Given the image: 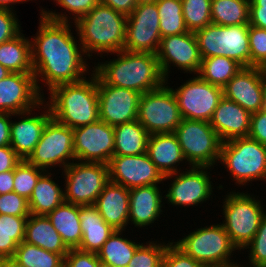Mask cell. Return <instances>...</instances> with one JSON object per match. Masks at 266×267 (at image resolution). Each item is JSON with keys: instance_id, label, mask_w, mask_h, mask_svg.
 Here are the masks:
<instances>
[{"instance_id": "obj_1", "label": "cell", "mask_w": 266, "mask_h": 267, "mask_svg": "<svg viewBox=\"0 0 266 267\" xmlns=\"http://www.w3.org/2000/svg\"><path fill=\"white\" fill-rule=\"evenodd\" d=\"M40 19L37 36L30 40L33 74L39 92L40 76L41 81L48 84V90L86 78L83 77L88 71L83 58L86 54L71 33L68 17L42 9Z\"/></svg>"}, {"instance_id": "obj_2", "label": "cell", "mask_w": 266, "mask_h": 267, "mask_svg": "<svg viewBox=\"0 0 266 267\" xmlns=\"http://www.w3.org/2000/svg\"><path fill=\"white\" fill-rule=\"evenodd\" d=\"M117 59L95 66V74L106 84L132 89L140 94L162 87L167 80L157 55L149 52H117Z\"/></svg>"}, {"instance_id": "obj_3", "label": "cell", "mask_w": 266, "mask_h": 267, "mask_svg": "<svg viewBox=\"0 0 266 267\" xmlns=\"http://www.w3.org/2000/svg\"><path fill=\"white\" fill-rule=\"evenodd\" d=\"M92 75L91 80L53 87L44 109L49 106L52 118L72 129L99 121L97 75Z\"/></svg>"}, {"instance_id": "obj_4", "label": "cell", "mask_w": 266, "mask_h": 267, "mask_svg": "<svg viewBox=\"0 0 266 267\" xmlns=\"http://www.w3.org/2000/svg\"><path fill=\"white\" fill-rule=\"evenodd\" d=\"M84 54L124 50L127 16L101 2L75 22ZM100 51V52H99ZM88 53V54H87Z\"/></svg>"}, {"instance_id": "obj_5", "label": "cell", "mask_w": 266, "mask_h": 267, "mask_svg": "<svg viewBox=\"0 0 266 267\" xmlns=\"http://www.w3.org/2000/svg\"><path fill=\"white\" fill-rule=\"evenodd\" d=\"M194 33L202 59L228 57L242 67H250L249 24L221 26L211 23Z\"/></svg>"}, {"instance_id": "obj_6", "label": "cell", "mask_w": 266, "mask_h": 267, "mask_svg": "<svg viewBox=\"0 0 266 267\" xmlns=\"http://www.w3.org/2000/svg\"><path fill=\"white\" fill-rule=\"evenodd\" d=\"M173 243L205 267H240L230 262L232 252L238 249L231 243L222 224L198 228Z\"/></svg>"}, {"instance_id": "obj_7", "label": "cell", "mask_w": 266, "mask_h": 267, "mask_svg": "<svg viewBox=\"0 0 266 267\" xmlns=\"http://www.w3.org/2000/svg\"><path fill=\"white\" fill-rule=\"evenodd\" d=\"M219 160L239 185L266 180V146L249 137L222 142Z\"/></svg>"}, {"instance_id": "obj_8", "label": "cell", "mask_w": 266, "mask_h": 267, "mask_svg": "<svg viewBox=\"0 0 266 267\" xmlns=\"http://www.w3.org/2000/svg\"><path fill=\"white\" fill-rule=\"evenodd\" d=\"M223 205V227L225 228L231 243L239 250L254 238L265 216L263 206L246 193L230 192L226 195Z\"/></svg>"}, {"instance_id": "obj_9", "label": "cell", "mask_w": 266, "mask_h": 267, "mask_svg": "<svg viewBox=\"0 0 266 267\" xmlns=\"http://www.w3.org/2000/svg\"><path fill=\"white\" fill-rule=\"evenodd\" d=\"M174 134L191 166L211 167L219 160L222 141L210 122L182 119Z\"/></svg>"}, {"instance_id": "obj_10", "label": "cell", "mask_w": 266, "mask_h": 267, "mask_svg": "<svg viewBox=\"0 0 266 267\" xmlns=\"http://www.w3.org/2000/svg\"><path fill=\"white\" fill-rule=\"evenodd\" d=\"M141 94L137 120L151 134L174 133L182 117L172 88L165 86Z\"/></svg>"}, {"instance_id": "obj_11", "label": "cell", "mask_w": 266, "mask_h": 267, "mask_svg": "<svg viewBox=\"0 0 266 267\" xmlns=\"http://www.w3.org/2000/svg\"><path fill=\"white\" fill-rule=\"evenodd\" d=\"M64 173V201L75 205L95 204L109 182V167L104 163L72 162Z\"/></svg>"}, {"instance_id": "obj_12", "label": "cell", "mask_w": 266, "mask_h": 267, "mask_svg": "<svg viewBox=\"0 0 266 267\" xmlns=\"http://www.w3.org/2000/svg\"><path fill=\"white\" fill-rule=\"evenodd\" d=\"M72 159L75 160L73 129L51 118L27 161L47 171L57 164L65 168Z\"/></svg>"}, {"instance_id": "obj_13", "label": "cell", "mask_w": 266, "mask_h": 267, "mask_svg": "<svg viewBox=\"0 0 266 267\" xmlns=\"http://www.w3.org/2000/svg\"><path fill=\"white\" fill-rule=\"evenodd\" d=\"M182 119L210 122L223 95V88L202 80L199 76L172 88Z\"/></svg>"}, {"instance_id": "obj_14", "label": "cell", "mask_w": 266, "mask_h": 267, "mask_svg": "<svg viewBox=\"0 0 266 267\" xmlns=\"http://www.w3.org/2000/svg\"><path fill=\"white\" fill-rule=\"evenodd\" d=\"M156 2L137 5L127 16L124 50L157 54L160 21Z\"/></svg>"}, {"instance_id": "obj_15", "label": "cell", "mask_w": 266, "mask_h": 267, "mask_svg": "<svg viewBox=\"0 0 266 267\" xmlns=\"http://www.w3.org/2000/svg\"><path fill=\"white\" fill-rule=\"evenodd\" d=\"M75 159L78 162H110L114 154V128L99 120L73 129Z\"/></svg>"}, {"instance_id": "obj_16", "label": "cell", "mask_w": 266, "mask_h": 267, "mask_svg": "<svg viewBox=\"0 0 266 267\" xmlns=\"http://www.w3.org/2000/svg\"><path fill=\"white\" fill-rule=\"evenodd\" d=\"M99 119L112 127L137 120L141 94L111 86L97 76Z\"/></svg>"}, {"instance_id": "obj_17", "label": "cell", "mask_w": 266, "mask_h": 267, "mask_svg": "<svg viewBox=\"0 0 266 267\" xmlns=\"http://www.w3.org/2000/svg\"><path fill=\"white\" fill-rule=\"evenodd\" d=\"M109 181L133 189L164 181L163 174L147 153L139 155H113L108 163Z\"/></svg>"}, {"instance_id": "obj_18", "label": "cell", "mask_w": 266, "mask_h": 267, "mask_svg": "<svg viewBox=\"0 0 266 267\" xmlns=\"http://www.w3.org/2000/svg\"><path fill=\"white\" fill-rule=\"evenodd\" d=\"M34 74L10 73L0 81V113L22 114L43 106Z\"/></svg>"}, {"instance_id": "obj_19", "label": "cell", "mask_w": 266, "mask_h": 267, "mask_svg": "<svg viewBox=\"0 0 266 267\" xmlns=\"http://www.w3.org/2000/svg\"><path fill=\"white\" fill-rule=\"evenodd\" d=\"M157 59L163 76L168 81L170 65L175 64L185 72H199L201 67V55L194 32H186L179 35L162 37L157 52ZM170 64V65H169Z\"/></svg>"}, {"instance_id": "obj_20", "label": "cell", "mask_w": 266, "mask_h": 267, "mask_svg": "<svg viewBox=\"0 0 266 267\" xmlns=\"http://www.w3.org/2000/svg\"><path fill=\"white\" fill-rule=\"evenodd\" d=\"M207 169L210 167H196L191 166L190 170L181 173H175L167 175L164 180L172 178L175 175L174 180L169 187L168 193L165 199L169 203L178 206H195L199 203L206 201L210 198L213 187L210 181ZM178 174V175H176Z\"/></svg>"}, {"instance_id": "obj_21", "label": "cell", "mask_w": 266, "mask_h": 267, "mask_svg": "<svg viewBox=\"0 0 266 267\" xmlns=\"http://www.w3.org/2000/svg\"><path fill=\"white\" fill-rule=\"evenodd\" d=\"M263 68L243 67L223 88V95L252 113L264 109Z\"/></svg>"}, {"instance_id": "obj_22", "label": "cell", "mask_w": 266, "mask_h": 267, "mask_svg": "<svg viewBox=\"0 0 266 267\" xmlns=\"http://www.w3.org/2000/svg\"><path fill=\"white\" fill-rule=\"evenodd\" d=\"M251 113L223 96L214 111L210 125L222 142L248 137Z\"/></svg>"}, {"instance_id": "obj_23", "label": "cell", "mask_w": 266, "mask_h": 267, "mask_svg": "<svg viewBox=\"0 0 266 267\" xmlns=\"http://www.w3.org/2000/svg\"><path fill=\"white\" fill-rule=\"evenodd\" d=\"M31 112L32 110L19 114L25 116L18 122L11 121L10 146L22 160H27L33 153L47 122L52 118L49 107L46 113L26 117V114L31 115Z\"/></svg>"}, {"instance_id": "obj_24", "label": "cell", "mask_w": 266, "mask_h": 267, "mask_svg": "<svg viewBox=\"0 0 266 267\" xmlns=\"http://www.w3.org/2000/svg\"><path fill=\"white\" fill-rule=\"evenodd\" d=\"M104 221L124 231L129 223V189L109 181L94 204Z\"/></svg>"}, {"instance_id": "obj_25", "label": "cell", "mask_w": 266, "mask_h": 267, "mask_svg": "<svg viewBox=\"0 0 266 267\" xmlns=\"http://www.w3.org/2000/svg\"><path fill=\"white\" fill-rule=\"evenodd\" d=\"M157 184L129 190V221L135 227H145L162 214V194Z\"/></svg>"}, {"instance_id": "obj_26", "label": "cell", "mask_w": 266, "mask_h": 267, "mask_svg": "<svg viewBox=\"0 0 266 267\" xmlns=\"http://www.w3.org/2000/svg\"><path fill=\"white\" fill-rule=\"evenodd\" d=\"M146 153L164 177L180 172L177 163L185 160L174 133L151 134Z\"/></svg>"}, {"instance_id": "obj_27", "label": "cell", "mask_w": 266, "mask_h": 267, "mask_svg": "<svg viewBox=\"0 0 266 267\" xmlns=\"http://www.w3.org/2000/svg\"><path fill=\"white\" fill-rule=\"evenodd\" d=\"M78 218L82 239L77 249L97 253L115 229L104 221L94 204L78 205Z\"/></svg>"}, {"instance_id": "obj_28", "label": "cell", "mask_w": 266, "mask_h": 267, "mask_svg": "<svg viewBox=\"0 0 266 267\" xmlns=\"http://www.w3.org/2000/svg\"><path fill=\"white\" fill-rule=\"evenodd\" d=\"M24 241L47 251L61 254L63 257L69 252L61 235L46 215L30 214L26 222Z\"/></svg>"}, {"instance_id": "obj_29", "label": "cell", "mask_w": 266, "mask_h": 267, "mask_svg": "<svg viewBox=\"0 0 266 267\" xmlns=\"http://www.w3.org/2000/svg\"><path fill=\"white\" fill-rule=\"evenodd\" d=\"M46 216L69 249H77L80 246L82 228L78 218V205L64 201Z\"/></svg>"}, {"instance_id": "obj_30", "label": "cell", "mask_w": 266, "mask_h": 267, "mask_svg": "<svg viewBox=\"0 0 266 267\" xmlns=\"http://www.w3.org/2000/svg\"><path fill=\"white\" fill-rule=\"evenodd\" d=\"M29 40L20 32L13 39L0 44V64L10 73H34Z\"/></svg>"}, {"instance_id": "obj_31", "label": "cell", "mask_w": 266, "mask_h": 267, "mask_svg": "<svg viewBox=\"0 0 266 267\" xmlns=\"http://www.w3.org/2000/svg\"><path fill=\"white\" fill-rule=\"evenodd\" d=\"M46 172L39 177L28 199L30 214L47 215L64 202V191Z\"/></svg>"}, {"instance_id": "obj_32", "label": "cell", "mask_w": 266, "mask_h": 267, "mask_svg": "<svg viewBox=\"0 0 266 267\" xmlns=\"http://www.w3.org/2000/svg\"><path fill=\"white\" fill-rule=\"evenodd\" d=\"M114 128L113 155H139L147 152L150 134L138 120Z\"/></svg>"}, {"instance_id": "obj_33", "label": "cell", "mask_w": 266, "mask_h": 267, "mask_svg": "<svg viewBox=\"0 0 266 267\" xmlns=\"http://www.w3.org/2000/svg\"><path fill=\"white\" fill-rule=\"evenodd\" d=\"M122 232L115 230L97 252L100 262L114 267H126L128 265L141 244L121 237Z\"/></svg>"}, {"instance_id": "obj_34", "label": "cell", "mask_w": 266, "mask_h": 267, "mask_svg": "<svg viewBox=\"0 0 266 267\" xmlns=\"http://www.w3.org/2000/svg\"><path fill=\"white\" fill-rule=\"evenodd\" d=\"M250 0H211L213 24L232 26L249 24Z\"/></svg>"}, {"instance_id": "obj_35", "label": "cell", "mask_w": 266, "mask_h": 267, "mask_svg": "<svg viewBox=\"0 0 266 267\" xmlns=\"http://www.w3.org/2000/svg\"><path fill=\"white\" fill-rule=\"evenodd\" d=\"M243 67L228 57L203 58L198 76L212 85L224 88Z\"/></svg>"}, {"instance_id": "obj_36", "label": "cell", "mask_w": 266, "mask_h": 267, "mask_svg": "<svg viewBox=\"0 0 266 267\" xmlns=\"http://www.w3.org/2000/svg\"><path fill=\"white\" fill-rule=\"evenodd\" d=\"M28 217L0 214V258H11L24 241Z\"/></svg>"}, {"instance_id": "obj_37", "label": "cell", "mask_w": 266, "mask_h": 267, "mask_svg": "<svg viewBox=\"0 0 266 267\" xmlns=\"http://www.w3.org/2000/svg\"><path fill=\"white\" fill-rule=\"evenodd\" d=\"M156 5L161 37L189 32L184 21L182 0H156Z\"/></svg>"}, {"instance_id": "obj_38", "label": "cell", "mask_w": 266, "mask_h": 267, "mask_svg": "<svg viewBox=\"0 0 266 267\" xmlns=\"http://www.w3.org/2000/svg\"><path fill=\"white\" fill-rule=\"evenodd\" d=\"M13 258L26 267H64V257L36 245L21 242Z\"/></svg>"}, {"instance_id": "obj_39", "label": "cell", "mask_w": 266, "mask_h": 267, "mask_svg": "<svg viewBox=\"0 0 266 267\" xmlns=\"http://www.w3.org/2000/svg\"><path fill=\"white\" fill-rule=\"evenodd\" d=\"M182 11L188 31L195 32L212 23L211 0H182Z\"/></svg>"}, {"instance_id": "obj_40", "label": "cell", "mask_w": 266, "mask_h": 267, "mask_svg": "<svg viewBox=\"0 0 266 267\" xmlns=\"http://www.w3.org/2000/svg\"><path fill=\"white\" fill-rule=\"evenodd\" d=\"M45 170L30 164L27 160H22L14 169L13 192L30 198L32 191Z\"/></svg>"}, {"instance_id": "obj_41", "label": "cell", "mask_w": 266, "mask_h": 267, "mask_svg": "<svg viewBox=\"0 0 266 267\" xmlns=\"http://www.w3.org/2000/svg\"><path fill=\"white\" fill-rule=\"evenodd\" d=\"M143 243L136 249L133 258L126 267H162V259L167 247V244H158L148 242Z\"/></svg>"}, {"instance_id": "obj_42", "label": "cell", "mask_w": 266, "mask_h": 267, "mask_svg": "<svg viewBox=\"0 0 266 267\" xmlns=\"http://www.w3.org/2000/svg\"><path fill=\"white\" fill-rule=\"evenodd\" d=\"M250 67L266 68V29L249 25Z\"/></svg>"}, {"instance_id": "obj_43", "label": "cell", "mask_w": 266, "mask_h": 267, "mask_svg": "<svg viewBox=\"0 0 266 267\" xmlns=\"http://www.w3.org/2000/svg\"><path fill=\"white\" fill-rule=\"evenodd\" d=\"M244 248H250L249 262H251V266L266 267V214L262 218L254 238Z\"/></svg>"}, {"instance_id": "obj_44", "label": "cell", "mask_w": 266, "mask_h": 267, "mask_svg": "<svg viewBox=\"0 0 266 267\" xmlns=\"http://www.w3.org/2000/svg\"><path fill=\"white\" fill-rule=\"evenodd\" d=\"M0 214L29 217L28 200L16 192L2 194L0 195Z\"/></svg>"}, {"instance_id": "obj_45", "label": "cell", "mask_w": 266, "mask_h": 267, "mask_svg": "<svg viewBox=\"0 0 266 267\" xmlns=\"http://www.w3.org/2000/svg\"><path fill=\"white\" fill-rule=\"evenodd\" d=\"M162 267H205L192 257L187 255L173 242L167 244L163 259Z\"/></svg>"}, {"instance_id": "obj_46", "label": "cell", "mask_w": 266, "mask_h": 267, "mask_svg": "<svg viewBox=\"0 0 266 267\" xmlns=\"http://www.w3.org/2000/svg\"><path fill=\"white\" fill-rule=\"evenodd\" d=\"M14 10L0 9V44L9 41L21 31Z\"/></svg>"}, {"instance_id": "obj_47", "label": "cell", "mask_w": 266, "mask_h": 267, "mask_svg": "<svg viewBox=\"0 0 266 267\" xmlns=\"http://www.w3.org/2000/svg\"><path fill=\"white\" fill-rule=\"evenodd\" d=\"M99 263L97 253L79 249H69L64 257V267H99Z\"/></svg>"}, {"instance_id": "obj_48", "label": "cell", "mask_w": 266, "mask_h": 267, "mask_svg": "<svg viewBox=\"0 0 266 267\" xmlns=\"http://www.w3.org/2000/svg\"><path fill=\"white\" fill-rule=\"evenodd\" d=\"M248 137L266 146V109L251 114Z\"/></svg>"}, {"instance_id": "obj_49", "label": "cell", "mask_w": 266, "mask_h": 267, "mask_svg": "<svg viewBox=\"0 0 266 267\" xmlns=\"http://www.w3.org/2000/svg\"><path fill=\"white\" fill-rule=\"evenodd\" d=\"M58 5L70 11L73 15L74 21L86 15L94 7L97 6L99 0H54Z\"/></svg>"}, {"instance_id": "obj_50", "label": "cell", "mask_w": 266, "mask_h": 267, "mask_svg": "<svg viewBox=\"0 0 266 267\" xmlns=\"http://www.w3.org/2000/svg\"><path fill=\"white\" fill-rule=\"evenodd\" d=\"M249 25L266 29V0H250Z\"/></svg>"}, {"instance_id": "obj_51", "label": "cell", "mask_w": 266, "mask_h": 267, "mask_svg": "<svg viewBox=\"0 0 266 267\" xmlns=\"http://www.w3.org/2000/svg\"><path fill=\"white\" fill-rule=\"evenodd\" d=\"M21 161L22 159L10 145L0 147V173L14 170Z\"/></svg>"}, {"instance_id": "obj_52", "label": "cell", "mask_w": 266, "mask_h": 267, "mask_svg": "<svg viewBox=\"0 0 266 267\" xmlns=\"http://www.w3.org/2000/svg\"><path fill=\"white\" fill-rule=\"evenodd\" d=\"M99 2L110 6L126 16L130 15L137 6L135 0H99Z\"/></svg>"}, {"instance_id": "obj_53", "label": "cell", "mask_w": 266, "mask_h": 267, "mask_svg": "<svg viewBox=\"0 0 266 267\" xmlns=\"http://www.w3.org/2000/svg\"><path fill=\"white\" fill-rule=\"evenodd\" d=\"M19 115L12 113H0V147L10 145V127L11 121L10 116Z\"/></svg>"}, {"instance_id": "obj_54", "label": "cell", "mask_w": 266, "mask_h": 267, "mask_svg": "<svg viewBox=\"0 0 266 267\" xmlns=\"http://www.w3.org/2000/svg\"><path fill=\"white\" fill-rule=\"evenodd\" d=\"M14 170L0 173V195L13 192Z\"/></svg>"}, {"instance_id": "obj_55", "label": "cell", "mask_w": 266, "mask_h": 267, "mask_svg": "<svg viewBox=\"0 0 266 267\" xmlns=\"http://www.w3.org/2000/svg\"><path fill=\"white\" fill-rule=\"evenodd\" d=\"M1 267H26L23 264L17 262L13 257L1 258Z\"/></svg>"}, {"instance_id": "obj_56", "label": "cell", "mask_w": 266, "mask_h": 267, "mask_svg": "<svg viewBox=\"0 0 266 267\" xmlns=\"http://www.w3.org/2000/svg\"><path fill=\"white\" fill-rule=\"evenodd\" d=\"M26 2V0H0V9H8L13 10L12 4L20 3V2ZM11 5V7H10Z\"/></svg>"}, {"instance_id": "obj_57", "label": "cell", "mask_w": 266, "mask_h": 267, "mask_svg": "<svg viewBox=\"0 0 266 267\" xmlns=\"http://www.w3.org/2000/svg\"><path fill=\"white\" fill-rule=\"evenodd\" d=\"M262 91H263L264 109H266V69L265 68H263Z\"/></svg>"}, {"instance_id": "obj_58", "label": "cell", "mask_w": 266, "mask_h": 267, "mask_svg": "<svg viewBox=\"0 0 266 267\" xmlns=\"http://www.w3.org/2000/svg\"><path fill=\"white\" fill-rule=\"evenodd\" d=\"M10 72L0 64V81L4 79L6 76H8Z\"/></svg>"}, {"instance_id": "obj_59", "label": "cell", "mask_w": 266, "mask_h": 267, "mask_svg": "<svg viewBox=\"0 0 266 267\" xmlns=\"http://www.w3.org/2000/svg\"><path fill=\"white\" fill-rule=\"evenodd\" d=\"M135 2L137 5H140V4H146V3H153V2H156V0H135Z\"/></svg>"}, {"instance_id": "obj_60", "label": "cell", "mask_w": 266, "mask_h": 267, "mask_svg": "<svg viewBox=\"0 0 266 267\" xmlns=\"http://www.w3.org/2000/svg\"><path fill=\"white\" fill-rule=\"evenodd\" d=\"M99 267H114V266L107 265V264H104V263L100 262L99 263Z\"/></svg>"}]
</instances>
